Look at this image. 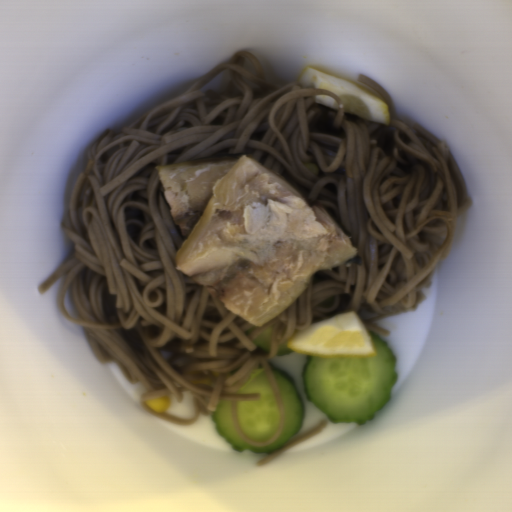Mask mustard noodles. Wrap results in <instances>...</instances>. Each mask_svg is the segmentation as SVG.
Returning <instances> with one entry per match:
<instances>
[{"mask_svg":"<svg viewBox=\"0 0 512 512\" xmlns=\"http://www.w3.org/2000/svg\"><path fill=\"white\" fill-rule=\"evenodd\" d=\"M358 79L386 102L389 126L348 114L327 89L268 81L246 50L210 69L177 96L122 126L89 150L62 221L71 256L39 286L59 291L63 317L84 328L99 363L119 362L141 382V407L170 422L192 425L232 400L239 437L264 448L285 427V402L270 368L280 345L334 314L354 312L365 327L415 309L434 265L445 259L457 218L468 210L464 174L451 149L424 125L401 122L385 87ZM335 97L339 110L316 103ZM228 153H251L311 206L322 207L357 253L315 273L285 311L255 326L222 305L213 287L176 271L183 243L153 167ZM269 353L253 340L275 324ZM264 368L281 421L266 443L239 425L235 395ZM169 397L164 412L145 403ZM213 418V417H212Z\"/></svg>","mask_w":512,"mask_h":512,"instance_id":"0af2e427","label":"mustard noodles"}]
</instances>
